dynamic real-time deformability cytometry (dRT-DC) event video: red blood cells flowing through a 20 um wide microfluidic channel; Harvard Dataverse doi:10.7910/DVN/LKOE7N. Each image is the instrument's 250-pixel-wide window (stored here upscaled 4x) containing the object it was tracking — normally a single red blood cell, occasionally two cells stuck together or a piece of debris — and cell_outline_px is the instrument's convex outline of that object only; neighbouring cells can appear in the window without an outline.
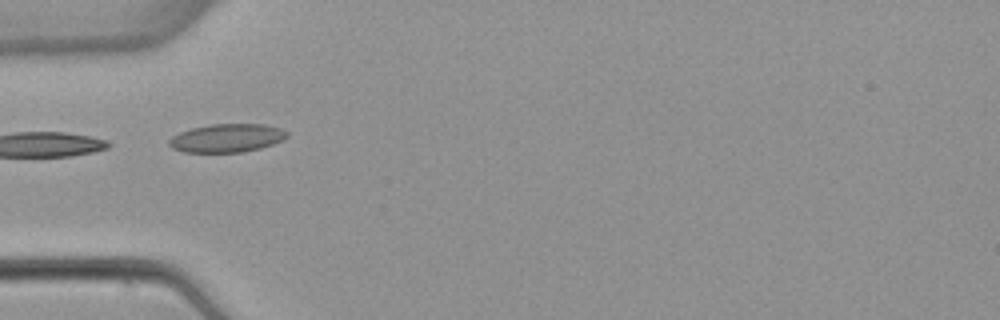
{"species": "common noctule bat (a hibernating species)", "species_latin": "Nyctalus noctula", "temperature_condition": "warm", "stored_images_in_passage": 7, "segment_of_instrument_passage": [2, 2], "camera_frame_rate_fps": 3000, "um_per_image_px": 0.085, "animal": {"sex": "female", "body_mass_g": 22.7, "forearm_length_mm": 54.2}, "frame": {"image": 1, "passage_image": 5, "time_ms": 5.0, "image_size_px": [1000, 320], "cell_outline_px": [[288, 136], [284, 140], [260, 148], [244, 152], [184, 152], [172, 148], [168, 144], [168, 140], [172, 136], [180, 132], [192, 128], [212, 124], [264, 124], [280, 128], [288, 132]], "centroid_in_image_um": [19.29, 11.73], "position_along_channel_um": 65.7, "area_um2": 19.54}}
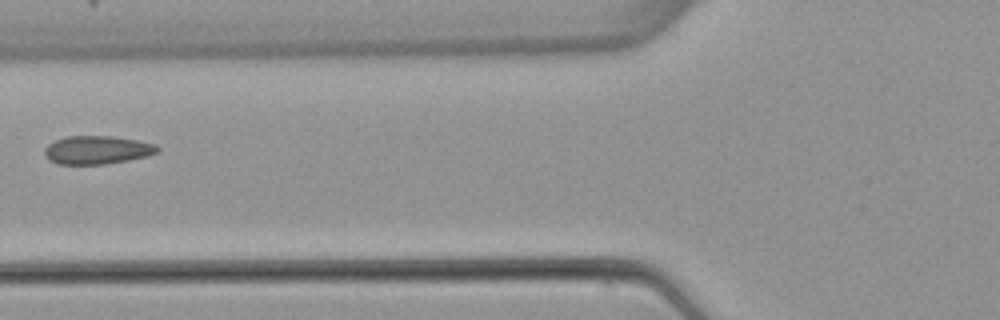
{"frame": {"image": 2, "passage_image": 6, "time_ms": 6.333, "image_size_px": [1000, 320], "cell_outline_px": [[160, 152], [148, 156], [128, 160], [104, 164], [56, 164], [48, 160], [44, 156], [44, 148], [48, 144], [56, 140], [68, 136], [112, 136], [136, 140], [152, 144], [160, 148]], "centroid_in_image_um": [8.23, 12.75], "position_along_channel_um": 117.6, "area_um2": 18.67}}